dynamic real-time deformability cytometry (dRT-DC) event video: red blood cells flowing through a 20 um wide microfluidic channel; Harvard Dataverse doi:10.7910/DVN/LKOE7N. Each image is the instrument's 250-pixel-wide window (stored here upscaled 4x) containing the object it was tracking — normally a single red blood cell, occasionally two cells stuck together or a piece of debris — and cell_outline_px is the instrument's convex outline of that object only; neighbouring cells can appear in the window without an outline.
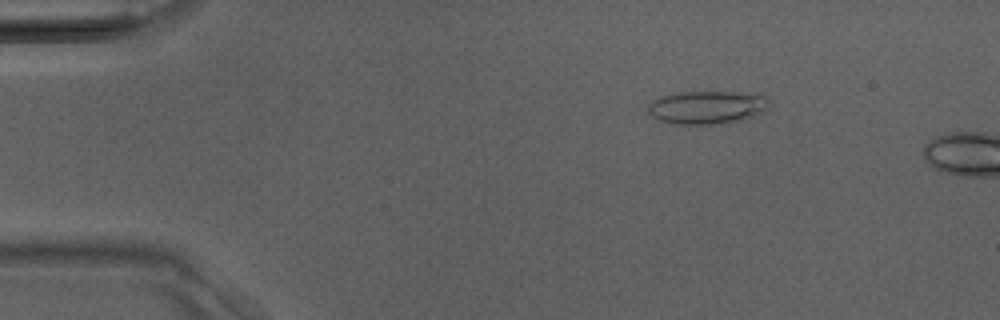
{"species": "Egyptian fruit bat (a non-hibernating species)", "species_latin": "Rousettus aegyptiacus", "temperature_condition": "room temperature", "stored_images_in_passage": 4, "camera_frame_rate_fps": 3000, "um_per_image_px": 0.085, "animal": {"sex": "male"}, "frame": {"image": 1, "passage_image": 2, "time_ms": 0.333, "image_size_px": [1000, 320], "cell_outline_px": [[768, 100], [764, 112], [752, 116], [720, 124], [672, 124], [660, 120], [652, 116], [648, 112], [648, 104], [652, 100], [664, 96], [680, 92], [732, 92], [764, 96]], "centroid_in_image_um": [60.03, 9.13], "position_along_channel_um": 25.0, "area_um2": 22.95}}